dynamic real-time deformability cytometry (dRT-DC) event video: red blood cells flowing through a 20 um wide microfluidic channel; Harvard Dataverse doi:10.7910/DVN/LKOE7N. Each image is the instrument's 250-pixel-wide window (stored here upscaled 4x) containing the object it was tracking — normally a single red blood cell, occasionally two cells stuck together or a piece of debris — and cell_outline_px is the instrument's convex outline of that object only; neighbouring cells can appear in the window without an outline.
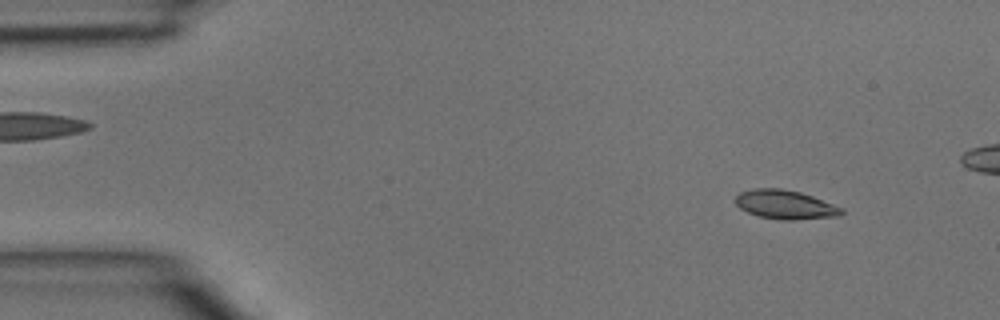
{"species": "common noctule bat (a hibernating species)", "species_latin": "Nyctalus noctula", "temperature_condition": "room temperature", "stored_images_in_passage": 4, "camera_frame_rate_fps": 3000, "um_per_image_px": 0.085, "animal": {"sex": "male", "body_mass_g": 15.6}, "frame": {"image": 1, "passage_image": 1, "time_ms": 0.0, "image_size_px": [1000, 320], "cell_outline_px": [[844, 212], [840, 216], [796, 220], [780, 220], [760, 216], [748, 212], [740, 208], [736, 204], [736, 196], [740, 192], [756, 188], [780, 188], [800, 192], [812, 196], [844, 208]], "centroid_in_image_um": [66.78, 17.4], "position_along_channel_um": 18.2, "area_um2": 17.92}}